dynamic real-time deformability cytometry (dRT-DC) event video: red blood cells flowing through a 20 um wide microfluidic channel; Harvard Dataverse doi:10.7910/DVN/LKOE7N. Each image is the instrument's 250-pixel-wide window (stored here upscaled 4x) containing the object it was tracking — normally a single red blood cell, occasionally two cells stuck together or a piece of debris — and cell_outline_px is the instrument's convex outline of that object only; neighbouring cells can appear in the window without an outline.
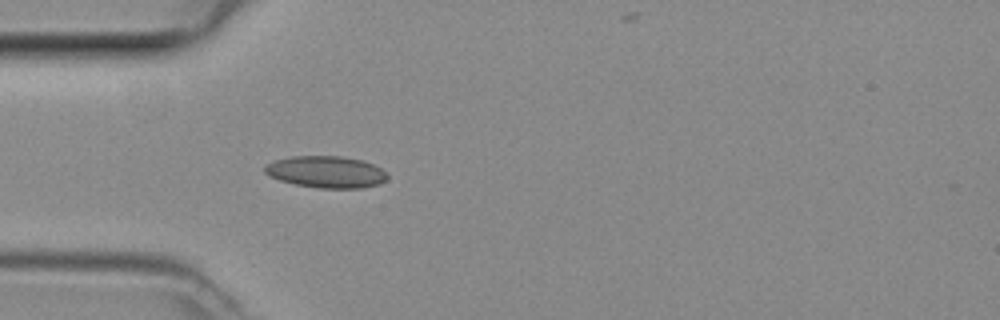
{"species": "common noctule bat (a hibernating species)", "species_latin": "Nyctalus noctula", "temperature_condition": "room temperature", "stored_images_in_passage": 49, "camera_frame_rate_fps": 3000, "um_per_image_px": 0.085, "animal": {"sex": "female", "body_mass_g": 29.2, "forearm_length_mm": 56.3}, "frame": {"image": 1, "passage_image": 14, "time_ms": 4.333, "image_size_px": [1000, 320], "cell_outline_px": [[388, 176], [380, 184], [360, 188], [316, 188], [296, 184], [280, 180], [268, 176], [264, 172], [264, 168], [268, 164], [276, 160], [292, 156], [340, 156], [360, 160], [372, 164], [388, 172]], "centroid_in_image_um": [27.73, 14.62], "position_along_channel_um": 57.3, "area_um2": 22.6}}
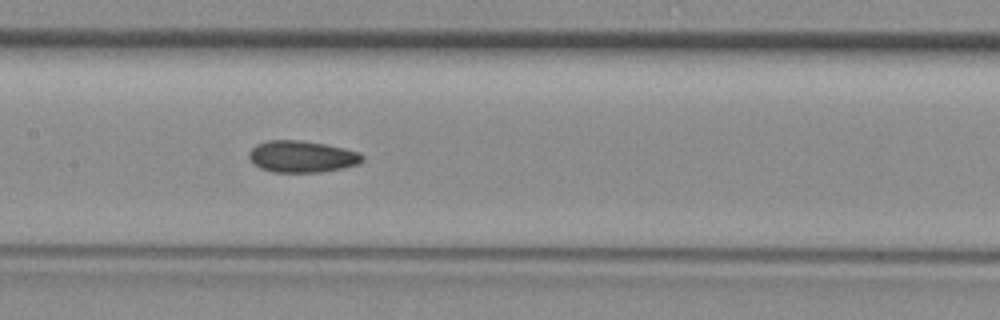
{"frame": {"image": 2, "passage_image": 23, "time_ms": 7.333, "image_size_px": [1000, 320], "cell_outline_px": [[364, 160], [360, 164], [344, 168], [320, 172], [272, 172], [260, 168], [248, 156], [248, 152], [256, 144], [268, 140], [300, 140], [324, 144], [344, 148], [360, 152], [364, 156]], "centroid_in_image_um": [25.7, 13.31], "position_along_channel_um": 181.7, "area_um2": 21.04}}
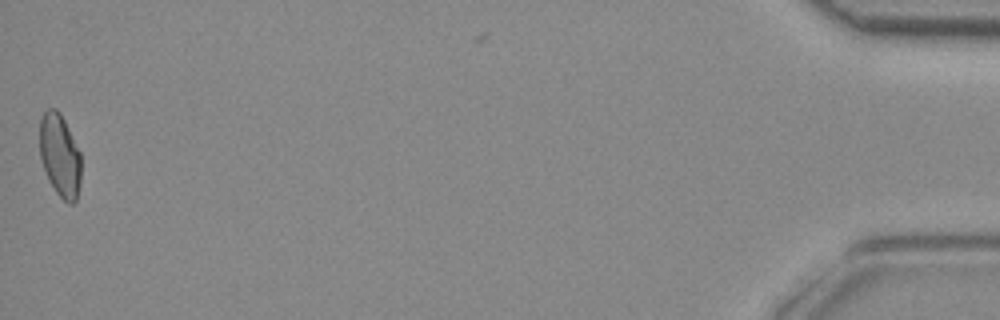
{"frame": {"image": 3, "passage_image": 48, "time_ms": 15.667, "image_size_px": [1000, 320], "cell_outline_px": [[80, 184], [76, 200], [72, 204], [68, 204], [56, 192], [48, 180], [40, 160], [40, 120], [44, 112], [48, 108], [56, 108], [60, 112], [80, 152]], "centroid_in_image_um": [5.08, 13.22], "position_along_channel_um": 430.1, "area_um2": 20.0}}